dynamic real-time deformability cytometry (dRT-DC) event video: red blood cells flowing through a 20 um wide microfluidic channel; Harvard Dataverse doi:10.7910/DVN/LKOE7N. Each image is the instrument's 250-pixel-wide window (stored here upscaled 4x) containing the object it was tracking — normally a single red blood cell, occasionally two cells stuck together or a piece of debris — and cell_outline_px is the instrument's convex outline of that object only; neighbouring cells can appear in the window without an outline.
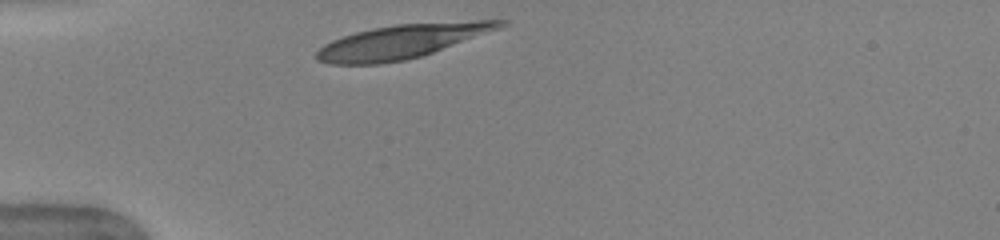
{"species": "human", "species_latin": "Homo sapiens", "temperature_condition": "warm", "stored_images_in_passage": 30, "camera_frame_rate_fps": 3000, "um_per_image_px": 0.085, "donor": {"sex": "female"}, "frame": {"image": 1, "passage_image": 1, "time_ms": 0.0, "image_size_px": [1000, 240], "cell_outline_px": [[512, 24], [504, 28], [420, 56], [404, 60], [380, 64], [332, 64], [316, 60], [316, 52], [324, 44], [332, 40], [356, 32], [372, 28], [396, 24], [476, 20], [508, 20]], "centroid_in_image_um": [34.25, 3.5], "position_along_channel_um": 50.8, "area_um2": 36.41}}
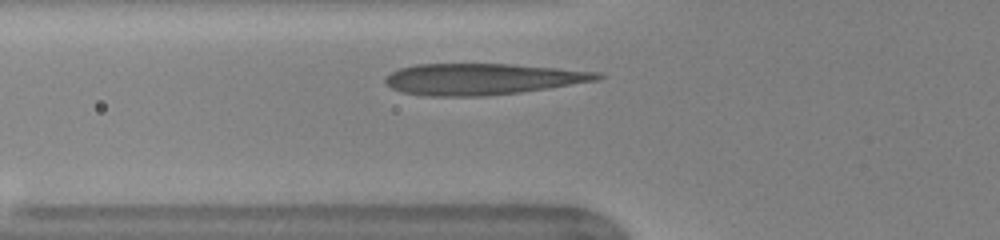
{"frame": {"image": 2, "passage_image": 5, "time_ms": 1.333, "image_size_px": [1000, 240], "cell_outline_px": [[604, 76], [600, 80], [548, 88], [520, 92], [488, 96], [428, 96], [400, 92], [392, 88], [384, 80], [392, 72], [400, 68], [416, 64], [512, 64], [600, 72]], "centroid_in_image_um": [41.01, 6.72], "position_along_channel_um": 84.8, "area_um2": 38.61}}
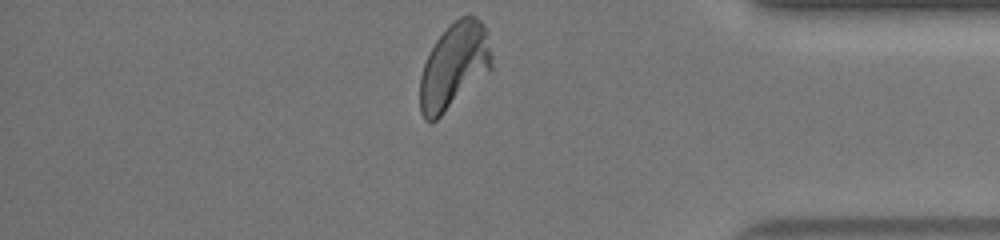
{"frame": {"image": 3, "passage_image": 30, "time_ms": 9.667, "image_size_px": [1000, 240], "cell_outline_px": [[492, 68], [488, 72], [436, 120], [424, 120], [420, 112], [420, 76], [424, 64], [436, 40], [460, 16], [476, 16], [484, 24], [488, 32], [492, 56]], "centroid_in_image_um": [38.62, 5.59], "position_along_channel_um": 396.6, "area_um2": 35.37}, "authors_computed_cell_mechanics": {"area_um2": 36.7319, "velocity_mm_per_s": 3.9743, "shape_relaxation_time_tau1_ms": 3.9862, "shape_relaxation_time_tau2_ms": null, "deformation_change_tau1": 0.1907, "deformation_change_tau2": null}}